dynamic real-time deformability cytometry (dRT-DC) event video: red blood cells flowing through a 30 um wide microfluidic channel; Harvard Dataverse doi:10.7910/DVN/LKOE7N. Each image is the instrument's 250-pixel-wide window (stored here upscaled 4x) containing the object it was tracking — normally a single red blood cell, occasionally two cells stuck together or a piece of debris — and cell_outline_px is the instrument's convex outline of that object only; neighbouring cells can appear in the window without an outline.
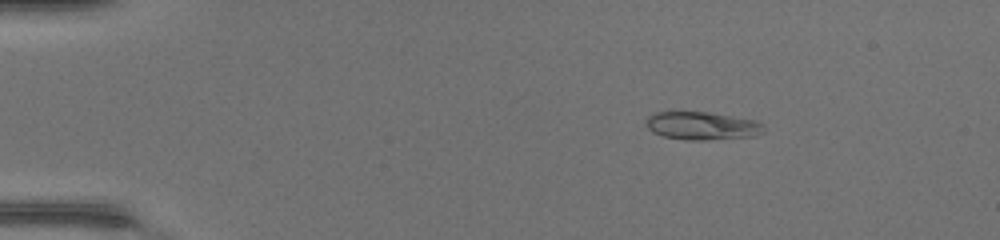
{"species": "common noctule bat (a hibernating species)", "species_latin": "Nyctalus noctula", "temperature_condition": "warm", "stored_images_in_passage": 46, "camera_frame_rate_fps": 3000, "um_per_image_px": 0.085, "animal": {"sex": "female", "body_mass_g": 17.0, "forearm_length_mm": 48.0}, "frame": {"image": 1, "passage_image": 9, "time_ms": 2.667, "image_size_px": [1000, 240], "cell_outline_px": [[764, 132], [752, 136], [704, 140], [688, 140], [664, 136], [652, 132], [644, 124], [648, 116], [656, 112], [712, 112], [756, 120], [764, 124]], "centroid_in_image_um": [59.68, 10.68], "position_along_channel_um": 25.3, "area_um2": 19.31}}
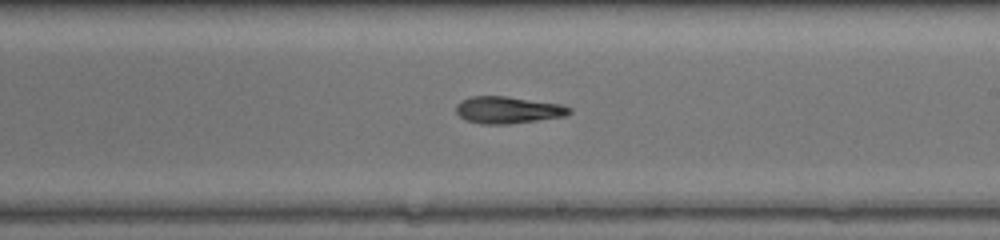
{"frame": {"image": 2, "passage_image": 30, "time_ms": 9.667, "image_size_px": [1000, 240], "cell_outline_px": [[572, 112], [564, 116], [508, 124], [480, 124], [464, 120], [456, 112], [456, 104], [472, 96], [504, 96], [560, 104], [572, 108]], "centroid_in_image_um": [43.15, 9.35], "position_along_channel_um": 245.8, "area_um2": 17.63}}
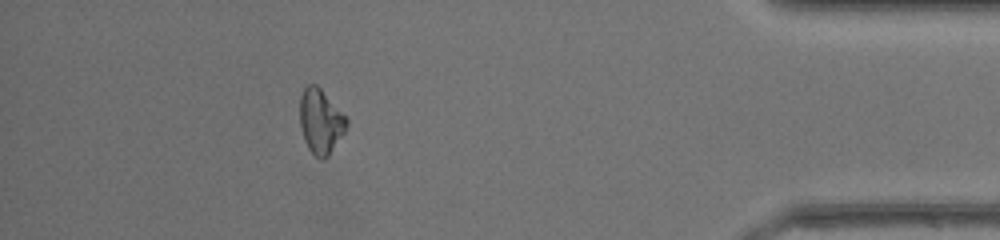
{"frame": {"image": 3, "passage_image": 44, "time_ms": 14.333, "image_size_px": [1000, 240], "cell_outline_px": [[348, 124], [344, 132], [328, 156], [324, 160], [320, 160], [308, 148], [304, 140], [300, 124], [300, 96], [304, 88], [308, 84], [316, 84], [320, 88], [348, 120]], "centroid_in_image_um": [27.23, 10.33], "position_along_channel_um": 408.0, "area_um2": 17.34}, "authors_computed_cell_mechanics": {"area_um2": 18.2648, "velocity_mm_per_s": 4.4537, "shape_relaxation_time_tau1_ms": 5.6022, "shape_relaxation_time_tau2_ms": 3.2981, "deformation_change_tau1": 0.1977, "deformation_change_tau2": 0.1073}}